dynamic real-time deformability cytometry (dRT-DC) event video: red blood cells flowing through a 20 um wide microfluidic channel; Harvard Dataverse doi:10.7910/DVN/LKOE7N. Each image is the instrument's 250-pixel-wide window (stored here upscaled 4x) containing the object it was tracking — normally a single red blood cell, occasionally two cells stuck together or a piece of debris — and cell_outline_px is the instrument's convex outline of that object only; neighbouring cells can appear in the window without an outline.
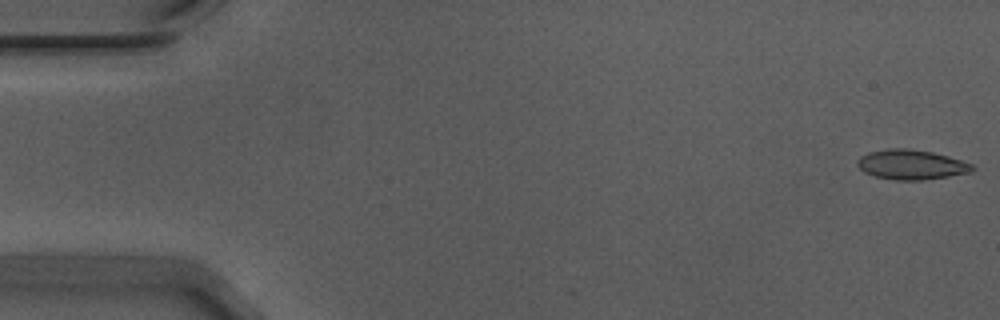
{"species": "Egyptian fruit bat (a non-hibernating species)", "species_latin": "Rousettus aegyptiacus", "temperature_condition": "warm", "stored_images_in_passage": 43, "camera_frame_rate_fps": 3000, "um_per_image_px": 0.085, "animal": {"sex": "male"}, "frame": {"image": 1, "passage_image": 1, "time_ms": 0.0, "image_size_px": [1000, 320], "cell_outline_px": [[976, 168], [972, 172], [924, 180], [896, 180], [876, 176], [864, 172], [856, 164], [856, 160], [860, 156], [868, 152], [888, 148], [904, 148], [932, 152], [948, 156], [972, 164]], "centroid_in_image_um": [77.45, 13.99], "position_along_channel_um": 7.6, "area_um2": 19.94}}
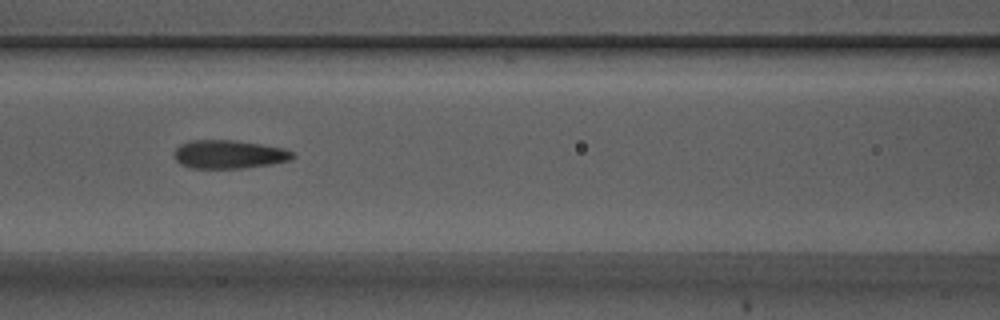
{"frame": {"image": 2, "passage_image": 24, "time_ms": 7.667, "image_size_px": [1000, 320], "cell_outline_px": [[296, 156], [288, 160], [272, 164], [244, 168], [188, 168], [180, 164], [176, 160], [176, 148], [180, 144], [192, 140], [232, 140], [260, 144], [284, 148], [292, 152]], "centroid_in_image_um": [19.46, 13.12], "position_along_channel_um": 147.1, "area_um2": 19.54}}
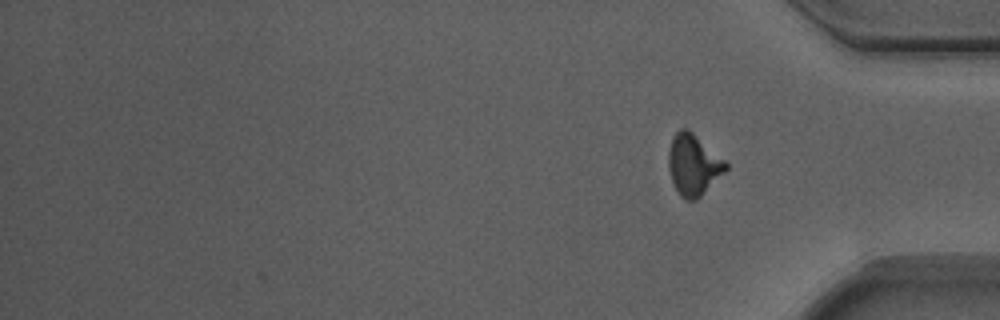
{"frame": {"image": 3, "passage_image": 43, "time_ms": 14.0, "image_size_px": [1000, 320], "cell_outline_px": [[728, 168], [696, 200], [684, 200], [680, 196], [672, 180], [668, 164], [668, 152], [672, 140], [676, 132], [680, 128], [688, 128], [724, 160], [728, 164]], "centroid_in_image_um": [58.92, 14.0], "position_along_channel_um": 376.3, "area_um2": 20.0}, "authors_computed_cell_mechanics": {"area_um2": 19.652, "velocity_mm_per_s": 3.7206, "shape_relaxation_time_tau1_ms": 5.358, "shape_relaxation_time_tau2_ms": 1.1987, "deformation_change_tau1": 0.2024, "deformation_change_tau2": 0.094}}